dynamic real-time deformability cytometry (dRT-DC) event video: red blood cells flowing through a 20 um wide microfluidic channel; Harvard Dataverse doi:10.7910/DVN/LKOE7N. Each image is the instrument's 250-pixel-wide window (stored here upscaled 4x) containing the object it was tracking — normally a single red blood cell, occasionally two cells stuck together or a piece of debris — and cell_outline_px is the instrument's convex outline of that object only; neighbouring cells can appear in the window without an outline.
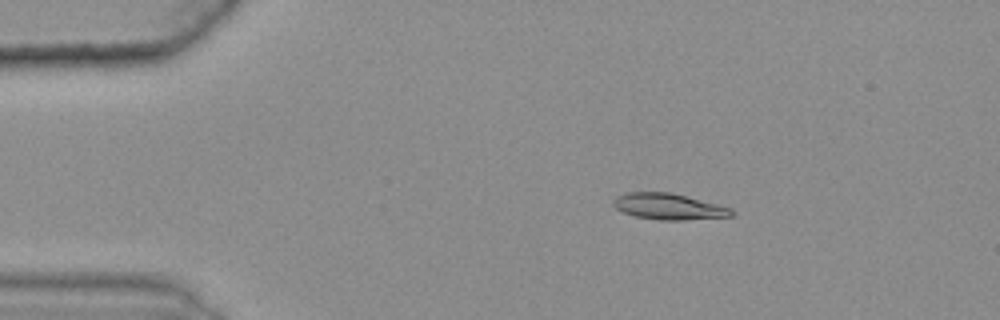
{"species": "common noctule bat (a hibernating species)", "species_latin": "Nyctalus noctula", "temperature_condition": "warm", "stored_images_in_passage": 47, "camera_frame_rate_fps": 3000, "um_per_image_px": 0.085, "animal": {"sex": "female", "body_mass_g": 25.1}, "frame": {"image": 1, "passage_image": 9, "time_ms": 2.667, "image_size_px": [1000, 320], "cell_outline_px": [[736, 212], [732, 216], [684, 220], [660, 220], [636, 216], [624, 212], [616, 208], [612, 204], [612, 200], [616, 196], [628, 192], [672, 192], [732, 208]], "centroid_in_image_um": [56.85, 17.55], "position_along_channel_um": 28.2, "area_um2": 18.03}}
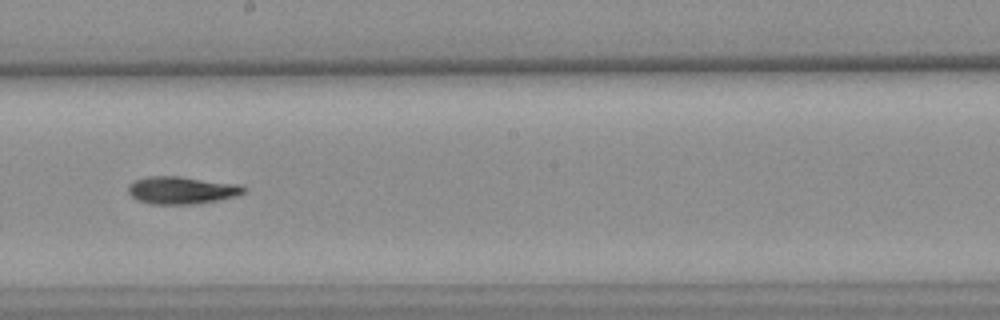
{"frame": {"image": 2, "passage_image": 31, "time_ms": 10.0, "image_size_px": [1000, 320], "cell_outline_px": [[248, 188], [244, 192], [236, 196], [216, 200], [192, 204], [148, 204], [136, 200], [128, 192], [128, 184], [136, 180], [148, 176], [180, 176], [236, 184]], "centroid_in_image_um": [15.4, 16.17], "position_along_channel_um": 232.8, "area_um2": 18.44}}
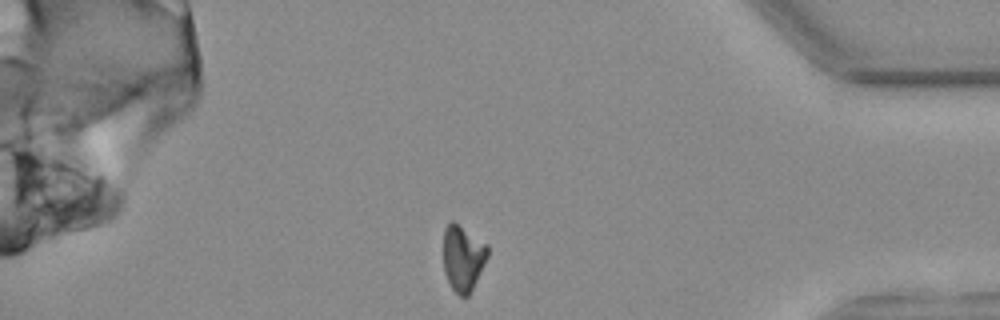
{"frame": {"image": 3, "passage_image": 47, "time_ms": 15.333, "image_size_px": [1000, 320], "cell_outline_px": [[488, 256], [468, 296], [460, 296], [452, 288], [444, 272], [444, 228], [452, 220], [488, 244]], "centroid_in_image_um": [39.35, 21.91], "position_along_channel_um": 395.8, "area_um2": 16.76}, "authors_computed_cell_mechanics": {"area_um2": 18.1492, "velocity_mm_per_s": 3.6089, "shape_relaxation_time_tau1_ms": null, "shape_relaxation_time_tau2_ms": 10.7146, "deformation_change_tau1": null, "deformation_change_tau2": 0.1587}}